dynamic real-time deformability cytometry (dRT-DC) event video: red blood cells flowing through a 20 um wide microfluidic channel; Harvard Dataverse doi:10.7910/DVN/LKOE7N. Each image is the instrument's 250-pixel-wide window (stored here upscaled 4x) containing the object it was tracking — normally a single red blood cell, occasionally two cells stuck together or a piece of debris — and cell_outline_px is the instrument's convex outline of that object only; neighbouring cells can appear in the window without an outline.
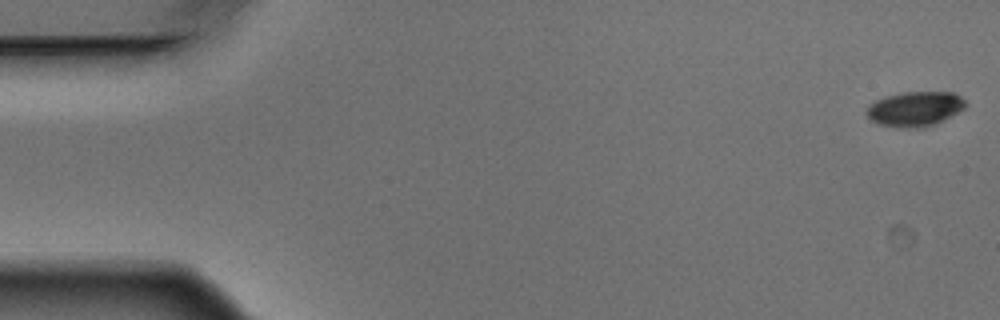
{"species": "Egyptian fruit bat (a non-hibernating species)", "species_latin": "Rousettus aegyptiacus", "temperature_condition": "warm", "stored_images_in_passage": 7, "camera_frame_rate_fps": 3000, "um_per_image_px": 0.085, "animal": {"sex": "male"}, "frame": {"image": 1, "passage_image": 1, "time_ms": 0.0, "image_size_px": [1000, 320], "cell_outline_px": [[964, 108], [936, 124], [924, 128], [904, 128], [880, 124], [872, 120], [864, 112], [868, 104], [876, 100], [888, 96], [904, 92], [952, 92], [960, 96], [964, 100]], "centroid_in_image_um": [77.74, 9.26], "position_along_channel_um": 7.3, "area_um2": 19.94}}
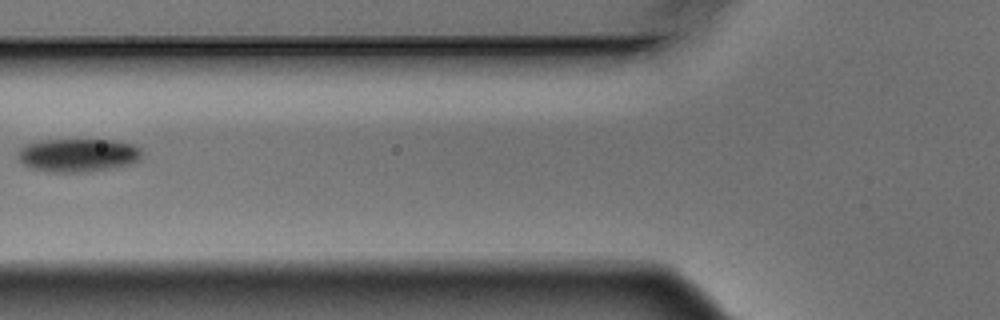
{"frame": {"image": 2, "passage_image": 6, "time_ms": 1.667, "image_size_px": [1000, 320], "cell_outline_px": [[144, 152], [140, 160], [132, 164], [112, 168], [88, 172], [48, 172], [28, 168], [16, 156], [16, 152], [20, 148], [28, 144], [40, 140], [116, 140], [132, 144], [140, 148]], "centroid_in_image_um": [6.64, 13.2], "position_along_channel_um": 119.2, "area_um2": 24.51}}
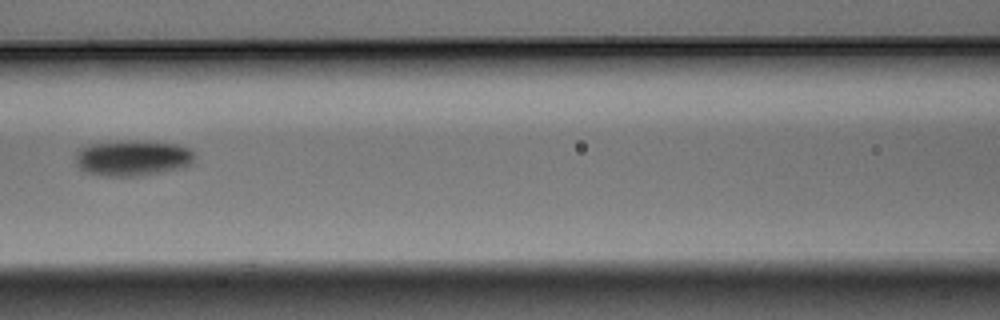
{"frame": {"image": 3, "passage_image": 7, "time_ms": 2.0, "image_size_px": [1000, 320], "cell_outline_px": [[196, 156], [192, 164], [184, 168], [136, 176], [104, 176], [88, 172], [80, 168], [76, 164], [76, 152], [80, 148], [88, 144], [176, 144], [188, 148]], "centroid_in_image_um": [11.29, 13.5], "position_along_channel_um": 155.3, "area_um2": 23.52}}